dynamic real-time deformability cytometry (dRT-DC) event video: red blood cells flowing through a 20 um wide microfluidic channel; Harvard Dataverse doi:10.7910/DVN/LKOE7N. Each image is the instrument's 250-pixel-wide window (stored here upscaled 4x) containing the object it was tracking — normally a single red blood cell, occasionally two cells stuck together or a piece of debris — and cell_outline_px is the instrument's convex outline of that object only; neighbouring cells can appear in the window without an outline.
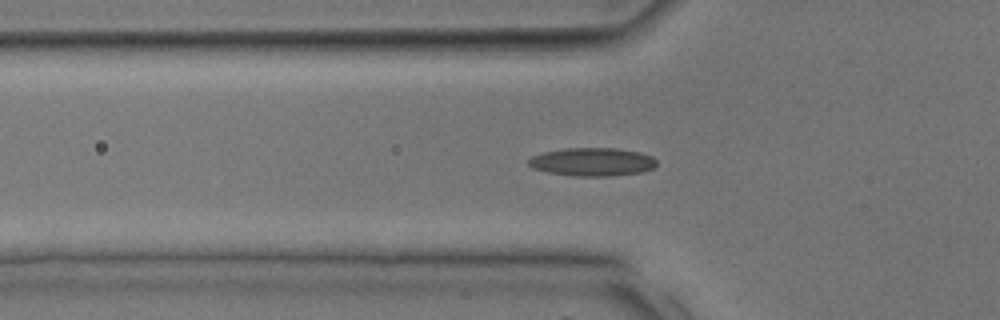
{"species": "common noctule bat (a hibernating species)", "species_latin": "Nyctalus noctula", "temperature_condition": "room temperature", "stored_images_in_passage": 37, "camera_frame_rate_fps": 3000, "um_per_image_px": 0.085, "animal": {"sex": "male", "body_mass_g": 17.9, "forearm_length_mm": 54.2}, "frame": {"image": 1, "passage_image": 13, "time_ms": 4.0, "image_size_px": [1000, 320], "cell_outline_px": [[656, 164], [652, 168], [640, 172], [612, 176], [572, 176], [548, 172], [532, 168], [528, 164], [528, 160], [532, 156], [544, 152], [564, 148], [616, 148], [640, 152], [652, 156], [656, 160]], "centroid_in_image_um": [50.33, 13.76], "position_along_channel_um": 75.5, "area_um2": 21.1}}
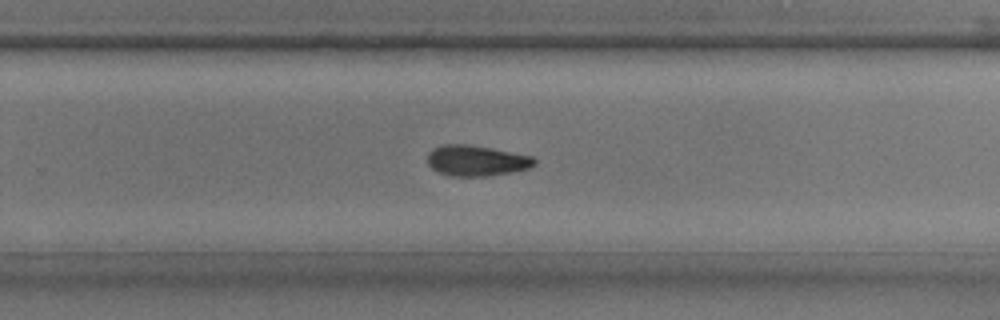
{"frame": {"image": 2, "passage_image": 24, "time_ms": 7.667, "image_size_px": [1000, 320], "cell_outline_px": [[536, 164], [528, 168], [512, 172], [484, 176], [448, 176], [436, 172], [428, 164], [428, 152], [432, 148], [440, 144], [468, 144], [492, 148], [532, 156], [536, 160]], "centroid_in_image_um": [40.45, 13.65], "position_along_channel_um": 289.3, "area_um2": 19.31}}
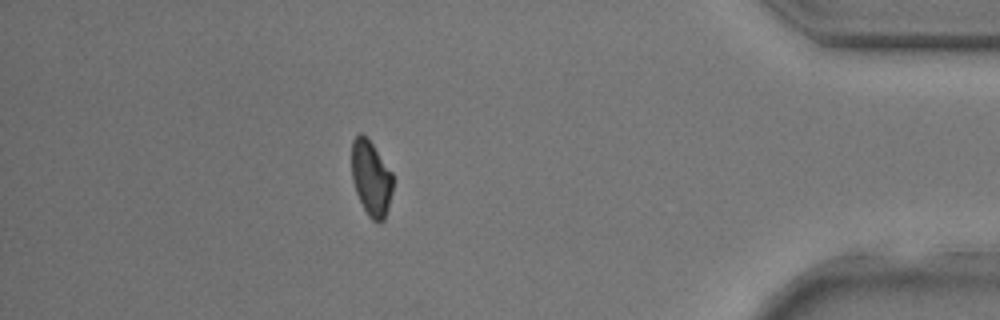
{"frame": {"image": 3, "passage_image": 32, "time_ms": 10.333, "image_size_px": [1000, 320], "cell_outline_px": [[392, 192], [388, 208], [384, 220], [372, 220], [368, 216], [356, 192], [352, 180], [352, 140], [360, 132], [372, 144], [392, 172]], "centroid_in_image_um": [31.54, 15.15], "position_along_channel_um": 403.7, "area_um2": 17.74}}